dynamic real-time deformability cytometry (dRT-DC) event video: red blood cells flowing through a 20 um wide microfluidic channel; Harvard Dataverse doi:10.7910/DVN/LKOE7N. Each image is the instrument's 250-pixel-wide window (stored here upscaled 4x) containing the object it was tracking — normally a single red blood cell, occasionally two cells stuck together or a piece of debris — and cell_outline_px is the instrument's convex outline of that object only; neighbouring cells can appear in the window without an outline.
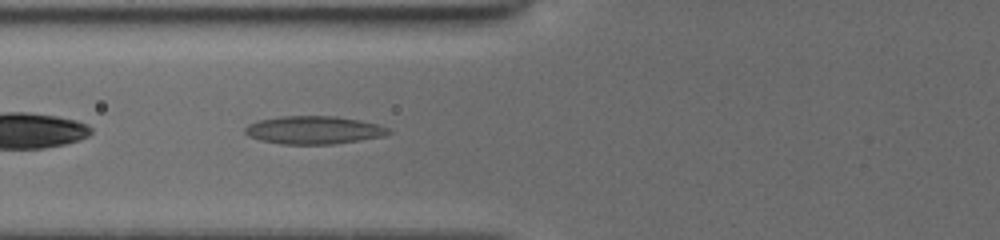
{"species": "common noctule bat (a hibernating species)", "species_latin": "Nyctalus noctula", "temperature_condition": "cold", "stored_images_in_passage": 34, "camera_frame_rate_fps": 3000, "um_per_image_px": 0.085, "animal": {"sex": "female", "body_mass_g": 19.5, "forearm_length_mm": 54.1}, "frame": {"image": 1, "passage_image": 8, "time_ms": 2.333, "image_size_px": [1000, 240], "cell_outline_px": [[392, 132], [384, 136], [360, 140], [332, 144], [280, 144], [260, 140], [248, 136], [244, 132], [244, 128], [248, 124], [260, 120], [280, 116], [336, 116], [376, 124], [388, 128]], "centroid_in_image_um": [26.63, 11.06], "position_along_channel_um": 99.2, "area_um2": 23.29}}
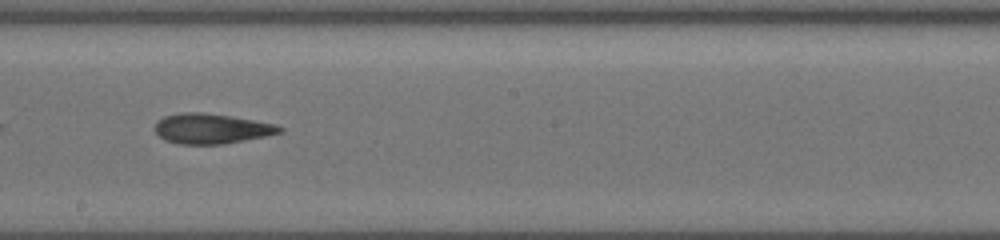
{"frame": {"image": 2, "passage_image": 17, "time_ms": 5.667, "image_size_px": [1000, 240], "cell_outline_px": [[284, 132], [224, 144], [176, 144], [164, 140], [156, 132], [156, 120], [164, 116], [180, 112], [200, 112], [228, 116], [252, 120], [272, 124], [284, 128]], "centroid_in_image_um": [17.92, 10.94], "position_along_channel_um": 230.3, "area_um2": 21.68}}
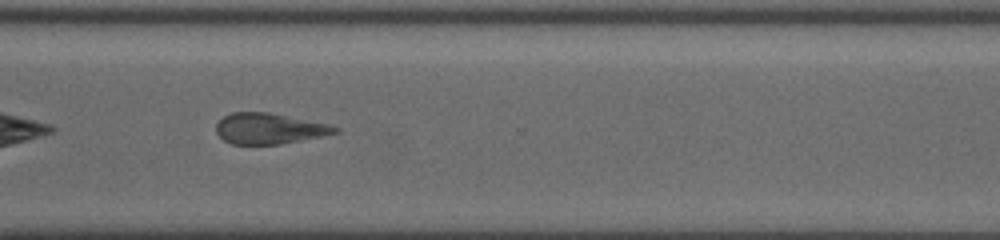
{"frame": {"image": 3, "passage_image": 27, "time_ms": 8.667, "image_size_px": [1000, 240], "cell_outline_px": [[340, 132], [280, 144], [232, 144], [224, 140], [216, 132], [216, 124], [224, 116], [232, 112], [268, 112], [328, 124], [340, 128]], "centroid_in_image_um": [22.87, 10.92], "position_along_channel_um": 347.7, "area_um2": 21.1}, "authors_computed_cell_mechanics": {"area_um2": 22.0218, "velocity_mm_per_s": 3.9256, "shape_relaxation_time_tau1_ms": 5.7394, "shape_relaxation_time_tau2_ms": 4.942, "deformation_change_tau1": 0.1296, "deformation_change_tau2": 0.1573}}